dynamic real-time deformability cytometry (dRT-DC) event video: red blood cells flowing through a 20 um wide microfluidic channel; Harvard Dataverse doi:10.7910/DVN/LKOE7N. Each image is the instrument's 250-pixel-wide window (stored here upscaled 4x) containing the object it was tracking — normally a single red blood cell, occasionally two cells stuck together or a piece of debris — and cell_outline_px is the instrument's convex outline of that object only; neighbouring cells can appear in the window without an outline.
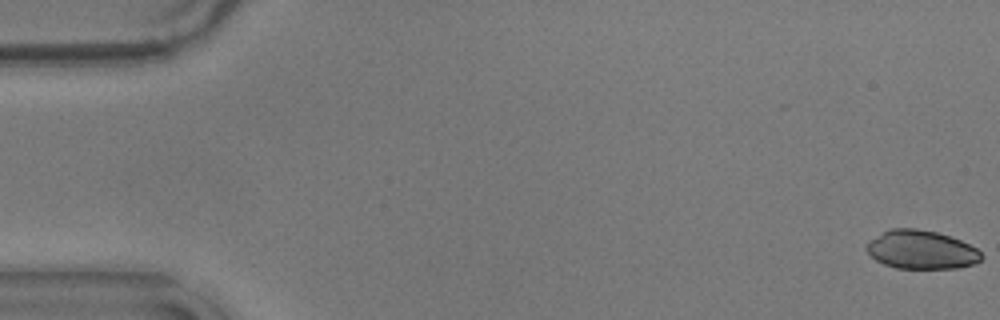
{"species": "common noctule bat (a hibernating species)", "species_latin": "Nyctalus noctula", "temperature_condition": "warm", "stored_images_in_passage": 58, "camera_frame_rate_fps": 3000, "um_per_image_px": 0.085, "animal": {"sex": "male", "body_mass_g": 17.9}, "frame": {"image": 1, "passage_image": 1, "time_ms": 0.0, "image_size_px": [1000, 320], "cell_outline_px": [[984, 256], [980, 260], [972, 264], [960, 268], [896, 268], [884, 264], [876, 260], [864, 248], [868, 240], [892, 228], [916, 228], [936, 232], [960, 240], [976, 248]], "centroid_in_image_um": [78.29, 21.23], "position_along_channel_um": 6.7, "area_um2": 25.72}}
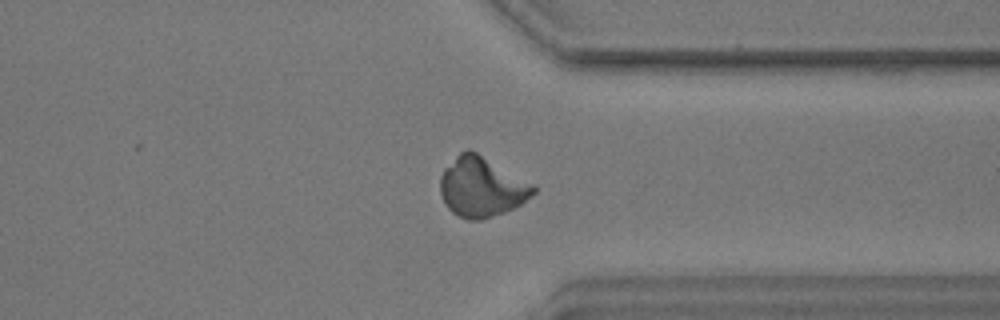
{"frame": {"image": 2, "passage_image": 44, "time_ms": 14.333, "image_size_px": [1000, 320], "cell_outline_px": [[536, 192], [532, 196], [520, 204], [504, 212], [480, 220], [468, 220], [456, 216], [444, 204], [440, 192], [440, 176], [444, 168], [460, 152], [468, 148], [476, 152], [536, 184]], "centroid_in_image_um": [40.94, 15.89], "position_along_channel_um": 370.5, "area_um2": 32.71}}
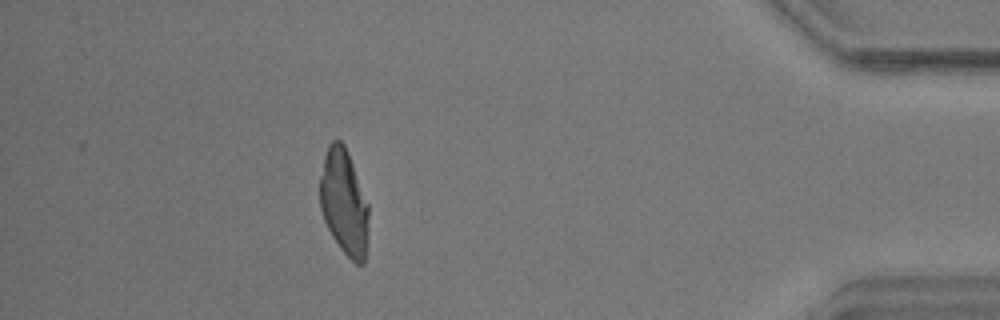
{"frame": {"image": 3, "passage_image": 51, "time_ms": 16.667, "image_size_px": [1000, 320], "cell_outline_px": [[368, 216], [364, 264], [356, 264], [340, 248], [332, 236], [324, 220], [320, 208], [320, 176], [324, 156], [328, 144], [332, 140], [340, 140], [344, 144], [348, 152], [368, 204]], "centroid_in_image_um": [29.22, 17.17], "position_along_channel_um": 406.0, "area_um2": 29.71}}